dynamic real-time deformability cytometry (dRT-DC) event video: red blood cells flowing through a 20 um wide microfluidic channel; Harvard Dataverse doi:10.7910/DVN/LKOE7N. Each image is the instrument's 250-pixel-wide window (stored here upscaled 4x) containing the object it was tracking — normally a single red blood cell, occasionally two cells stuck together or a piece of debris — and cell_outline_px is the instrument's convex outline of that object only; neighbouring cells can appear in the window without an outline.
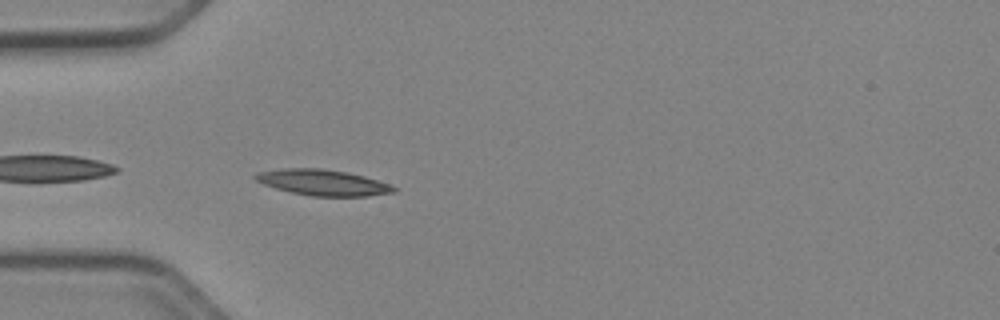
{"species": "Egyptian fruit bat (a non-hibernating species)", "species_latin": "Rousettus aegyptiacus", "temperature_condition": "cold", "stored_images_in_passage": 38, "camera_frame_rate_fps": 3000, "um_per_image_px": 0.085, "animal": {"sex": "female"}, "frame": {"image": 1, "passage_image": 2, "time_ms": 0.333, "image_size_px": [1000, 320], "cell_outline_px": [[396, 192], [368, 196], [312, 196], [292, 192], [276, 188], [264, 184], [256, 180], [252, 176], [256, 172], [284, 168], [320, 168], [348, 172], [364, 176], [388, 184], [396, 188]], "centroid_in_image_um": [27.42, 15.51], "position_along_channel_um": 57.6, "area_um2": 20.75}}
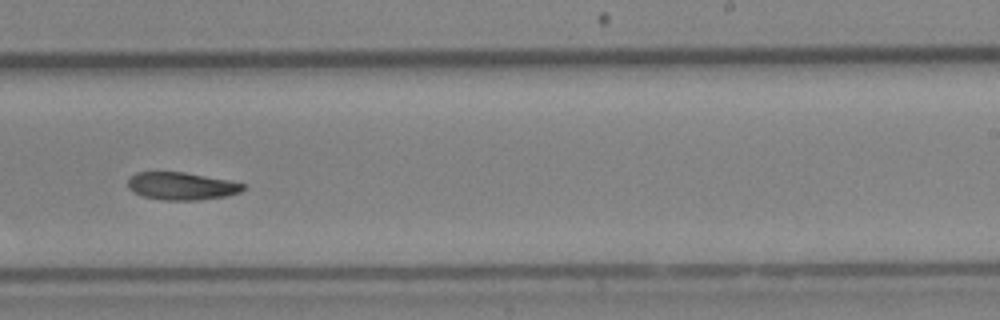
{"frame": {"image": 2, "passage_image": 19, "time_ms": 6.0, "image_size_px": [1000, 320], "cell_outline_px": [[244, 188], [240, 192], [224, 196], [196, 200], [164, 200], [144, 196], [132, 192], [128, 188], [128, 180], [136, 172], [184, 172], [228, 180], [244, 184]], "centroid_in_image_um": [15.4, 15.81], "position_along_channel_um": 273.6, "area_um2": 18.32}}
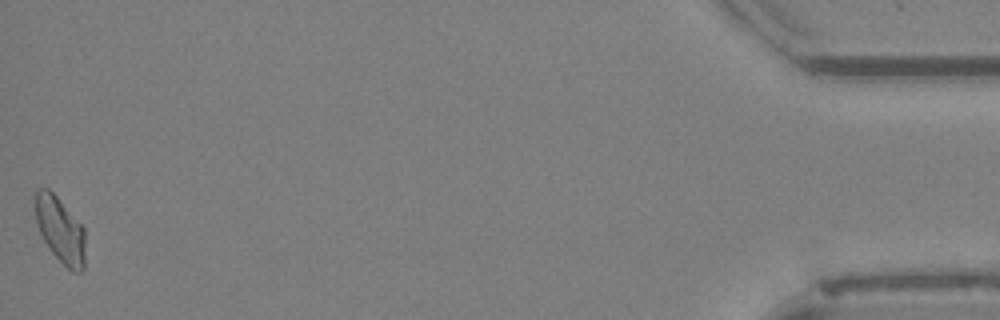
{"frame": {"image": 3, "passage_image": 38, "time_ms": 12.333, "image_size_px": [1000, 320], "cell_outline_px": [[84, 268], [80, 272], [72, 272], [52, 252], [44, 240], [36, 224], [36, 188], [48, 188], [56, 196], [84, 228]], "centroid_in_image_um": [5.12, 19.55], "position_along_channel_um": 430.1, "area_um2": 18.73}, "authors_computed_cell_mechanics": {"area_um2": 19.2763, "velocity_mm_per_s": 3.9268, "shape_relaxation_time_tau1_ms": 4.7095, "shape_relaxation_time_tau2_ms": null, "deformation_change_tau1": 0.1339, "deformation_change_tau2": null}}